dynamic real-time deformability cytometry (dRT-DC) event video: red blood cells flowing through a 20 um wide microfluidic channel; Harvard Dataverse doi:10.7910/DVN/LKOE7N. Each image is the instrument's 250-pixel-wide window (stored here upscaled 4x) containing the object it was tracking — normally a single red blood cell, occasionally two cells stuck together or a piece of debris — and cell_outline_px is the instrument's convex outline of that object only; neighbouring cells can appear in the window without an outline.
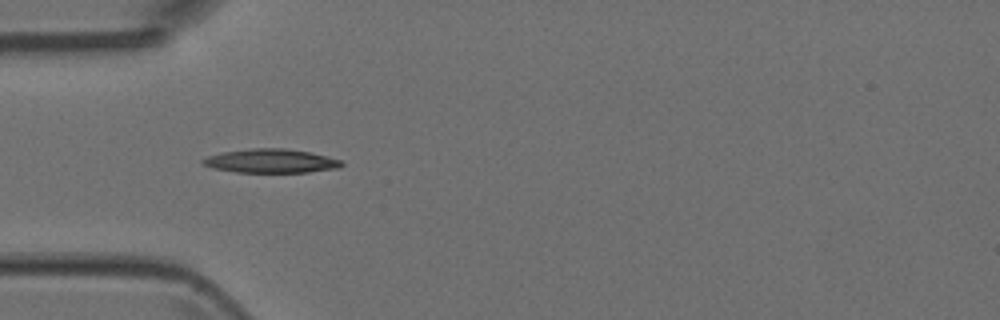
{"species": "Egyptian fruit bat (a non-hibernating species)", "species_latin": "Rousettus aegyptiacus", "temperature_condition": "room temperature", "stored_images_in_passage": 4, "camera_frame_rate_fps": 3000, "um_per_image_px": 0.085, "animal": {"sex": "female"}, "frame": {"image": 1, "passage_image": 4, "time_ms": 3.667, "image_size_px": [1000, 320], "cell_outline_px": [[344, 164], [340, 168], [308, 172], [236, 172], [212, 168], [204, 164], [200, 160], [208, 156], [220, 152], [252, 148], [284, 148], [312, 152], [328, 156], [340, 160]], "centroid_in_image_um": [23.04, 13.67], "position_along_channel_um": 62.0, "area_um2": 19.42}}